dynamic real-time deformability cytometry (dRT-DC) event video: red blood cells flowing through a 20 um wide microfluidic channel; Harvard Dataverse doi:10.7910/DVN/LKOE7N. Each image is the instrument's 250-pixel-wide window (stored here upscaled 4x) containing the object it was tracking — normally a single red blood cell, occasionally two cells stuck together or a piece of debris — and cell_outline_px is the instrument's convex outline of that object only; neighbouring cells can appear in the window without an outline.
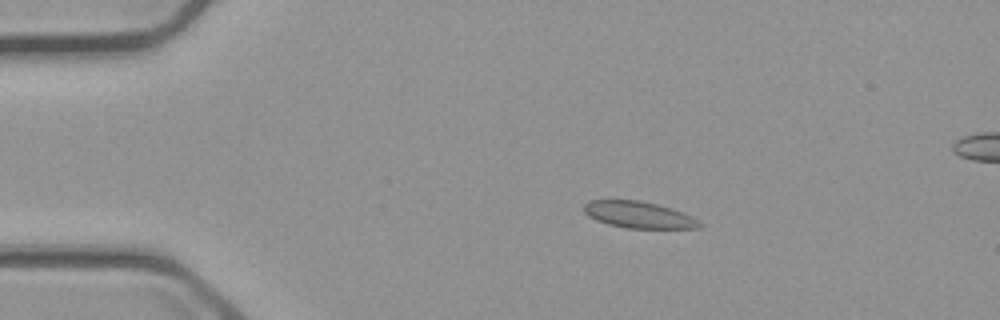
{"species": "common noctule bat (a hibernating species)", "species_latin": "Nyctalus noctula", "temperature_condition": "cold", "stored_images_in_passage": 4, "camera_frame_rate_fps": 3000, "um_per_image_px": 0.085, "animal": {"sex": "male", "body_mass_g": 23.1, "forearm_length_mm": 52.7}, "frame": {"image": 1, "passage_image": 1, "time_ms": 0.0, "image_size_px": [1000, 320], "cell_outline_px": [[700, 228], [628, 228], [608, 224], [596, 220], [588, 216], [584, 212], [584, 204], [588, 200], [640, 200], [672, 208], [684, 212], [692, 216], [700, 224]], "centroid_in_image_um": [54.26, 18.25], "position_along_channel_um": 30.7, "area_um2": 17.86}}
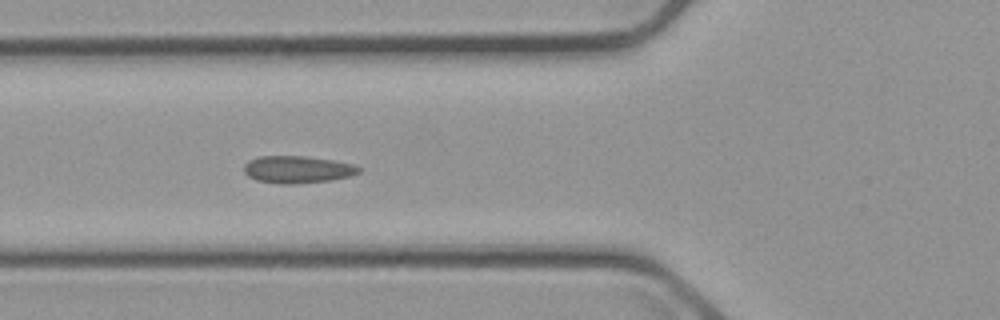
{"frame": {"image": 2, "passage_image": 4, "time_ms": 3.333, "image_size_px": [1000, 320], "cell_outline_px": [[360, 172], [352, 176], [332, 180], [292, 184], [280, 184], [256, 180], [248, 176], [244, 172], [244, 164], [248, 160], [260, 156], [304, 156], [332, 160], [352, 164], [360, 168]], "centroid_in_image_um": [25.27, 14.41], "position_along_channel_um": 100.5, "area_um2": 18.26}}